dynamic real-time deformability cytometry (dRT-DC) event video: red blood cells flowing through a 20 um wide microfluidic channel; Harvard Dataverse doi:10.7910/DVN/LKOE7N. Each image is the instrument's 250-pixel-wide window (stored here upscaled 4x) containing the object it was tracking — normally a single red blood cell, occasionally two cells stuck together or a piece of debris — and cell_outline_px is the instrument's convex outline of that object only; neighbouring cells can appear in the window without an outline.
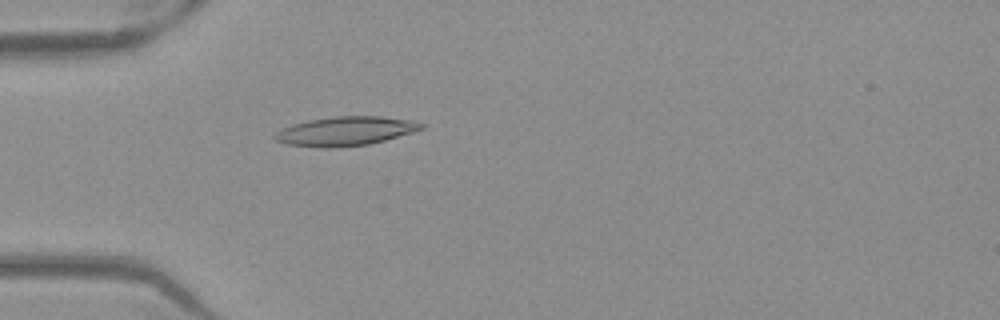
{"species": "Egyptian fruit bat (a non-hibernating species)", "species_latin": "Rousettus aegyptiacus", "temperature_condition": "warm", "stored_images_in_passage": 37, "camera_frame_rate_fps": 3000, "um_per_image_px": 0.085, "frame": {"image": 1, "passage_image": 1, "time_ms": 0.0, "image_size_px": [1000, 320], "cell_outline_px": [[424, 128], [412, 132], [384, 140], [368, 144], [336, 148], [320, 148], [288, 144], [276, 140], [272, 136], [276, 132], [292, 124], [308, 120], [332, 116], [380, 116], [412, 120], [424, 124]], "centroid_in_image_um": [29.35, 11.14], "position_along_channel_um": 55.7, "area_um2": 24.8}}
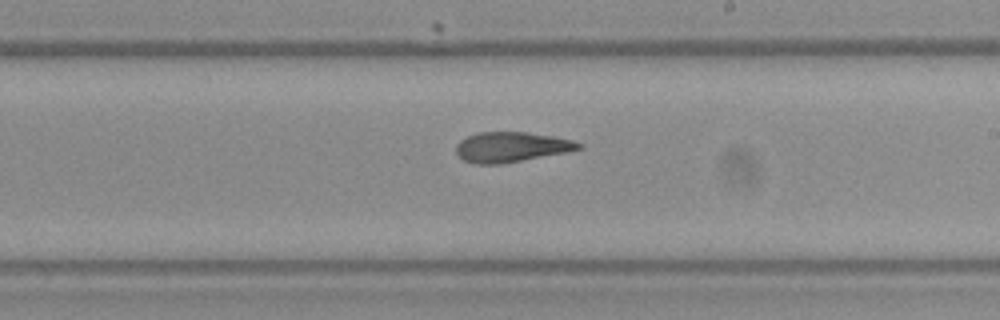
{"frame": {"image": 2, "passage_image": 16, "time_ms": 5.0, "image_size_px": [1000, 320], "cell_outline_px": [[584, 148], [568, 152], [500, 164], [476, 164], [464, 160], [456, 156], [456, 144], [460, 140], [476, 132], [528, 132], [556, 136], [572, 140], [584, 144]], "centroid_in_image_um": [43.48, 12.49], "position_along_channel_um": 245.5, "area_um2": 21.79}}
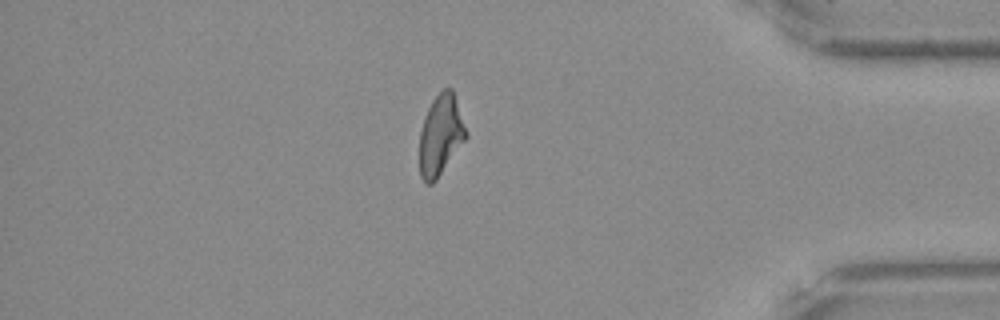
{"frame": {"image": 3, "passage_image": 30, "time_ms": 9.667, "image_size_px": [1000, 320], "cell_outline_px": [[468, 136], [436, 180], [432, 184], [424, 184], [420, 176], [420, 132], [424, 116], [432, 100], [444, 88], [452, 88], [468, 132]], "centroid_in_image_um": [37.46, 11.49], "position_along_channel_um": 397.7, "area_um2": 21.85}, "authors_computed_cell_mechanics": {"area_um2": 21.9062, "velocity_mm_per_s": 3.9407, "shape_relaxation_time_tau1_ms": null, "shape_relaxation_time_tau2_ms": 3.0692, "deformation_change_tau1": null, "deformation_change_tau2": 0.1241}}